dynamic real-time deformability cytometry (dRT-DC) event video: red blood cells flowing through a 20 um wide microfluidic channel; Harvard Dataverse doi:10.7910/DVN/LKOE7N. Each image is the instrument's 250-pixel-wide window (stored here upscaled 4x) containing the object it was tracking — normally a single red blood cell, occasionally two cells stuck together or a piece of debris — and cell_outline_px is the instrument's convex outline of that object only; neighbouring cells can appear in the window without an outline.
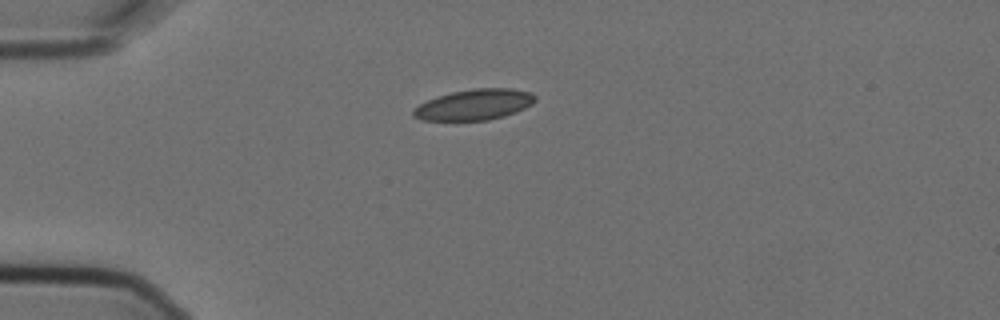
{"species": "Egyptian fruit bat (a non-hibernating species)", "species_latin": "Rousettus aegyptiacus", "temperature_condition": "cold", "stored_images_in_passage": 4, "camera_frame_rate_fps": 3000, "um_per_image_px": 0.085, "animal": {"sex": "female"}, "frame": {"image": 1, "passage_image": 1, "time_ms": 0.0, "image_size_px": [1000, 320], "cell_outline_px": [[536, 100], [532, 104], [516, 112], [504, 116], [488, 120], [420, 120], [412, 116], [412, 112], [420, 104], [428, 100], [452, 92], [472, 88], [512, 88], [532, 92], [536, 96]], "centroid_in_image_um": [40.36, 8.89], "position_along_channel_um": 44.6, "area_um2": 21.79}}
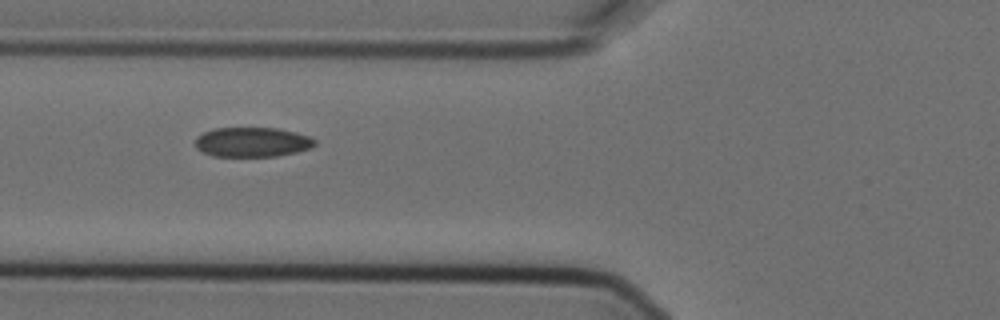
{"frame": {"image": 2, "passage_image": 3, "time_ms": 0.667, "image_size_px": [1000, 320], "cell_outline_px": [[316, 144], [312, 148], [296, 152], [276, 156], [212, 156], [196, 148], [196, 136], [212, 128], [276, 128], [296, 132], [312, 136], [316, 140]], "centroid_in_image_um": [21.47, 12.07], "position_along_channel_um": 104.3, "area_um2": 20.81}}
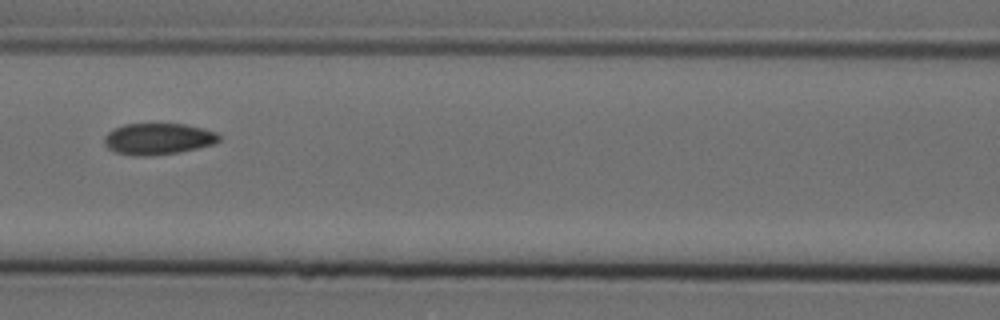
{"frame": {"image": 3, "passage_image": 4, "time_ms": 1.0, "image_size_px": [1000, 320], "cell_outline_px": [[220, 140], [212, 144], [180, 152], [152, 156], [132, 156], [116, 152], [108, 148], [104, 144], [104, 136], [108, 132], [124, 124], [184, 124], [204, 128], [216, 132], [220, 136]], "centroid_in_image_um": [13.43, 11.81], "position_along_channel_um": 153.2, "area_um2": 21.04}}